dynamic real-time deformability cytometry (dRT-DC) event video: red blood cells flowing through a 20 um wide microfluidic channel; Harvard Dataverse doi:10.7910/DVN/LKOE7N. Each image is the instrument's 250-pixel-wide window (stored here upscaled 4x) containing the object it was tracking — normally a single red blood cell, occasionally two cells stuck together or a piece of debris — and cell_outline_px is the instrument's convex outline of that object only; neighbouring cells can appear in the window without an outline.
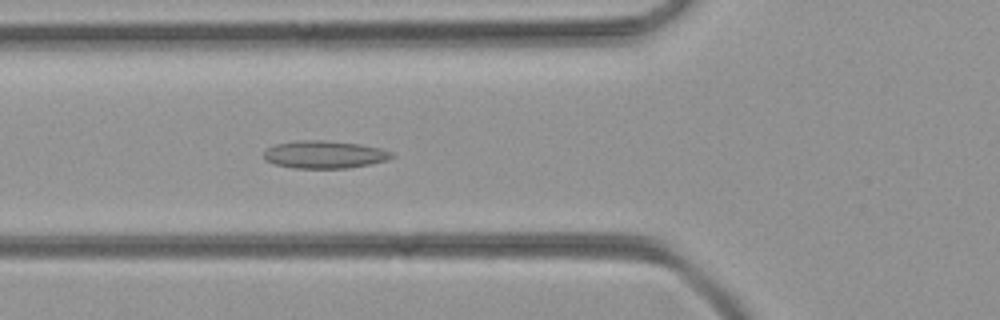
{"species": "common noctule bat (a hibernating species)", "species_latin": "Nyctalus noctula", "temperature_condition": "room temperature", "stored_images_in_passage": 49, "camera_frame_rate_fps": 3000, "um_per_image_px": 0.085, "animal": {"sex": "female", "body_mass_g": 21.9}, "frame": {"image": 1, "passage_image": 17, "time_ms": 5.333, "image_size_px": [1000, 320], "cell_outline_px": [[396, 156], [388, 160], [348, 168], [292, 168], [276, 164], [264, 160], [264, 152], [268, 148], [276, 144], [296, 140], [324, 140], [360, 144], [380, 148], [392, 152]], "centroid_in_image_um": [27.59, 13.13], "position_along_channel_um": 98.2, "area_um2": 20.63}}
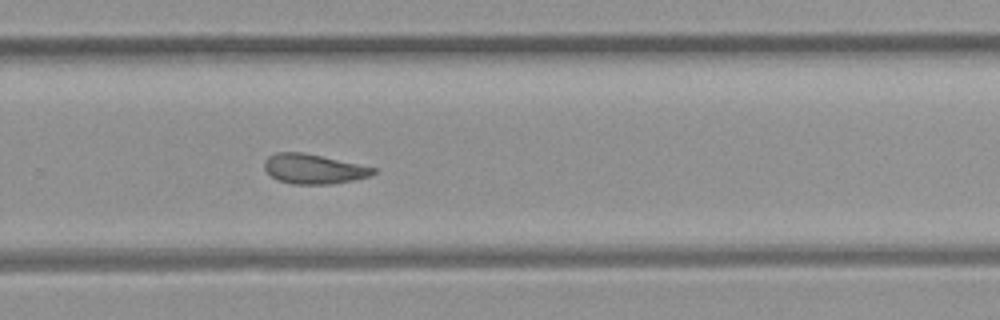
{"frame": {"image": 2, "passage_image": 32, "time_ms": 10.333, "image_size_px": [1000, 320], "cell_outline_px": [[376, 172], [368, 176], [352, 180], [332, 184], [292, 184], [276, 180], [264, 168], [264, 160], [268, 156], [276, 152], [304, 152], [376, 168]], "centroid_in_image_um": [26.61, 14.35], "position_along_channel_um": 303.2, "area_um2": 18.79}}
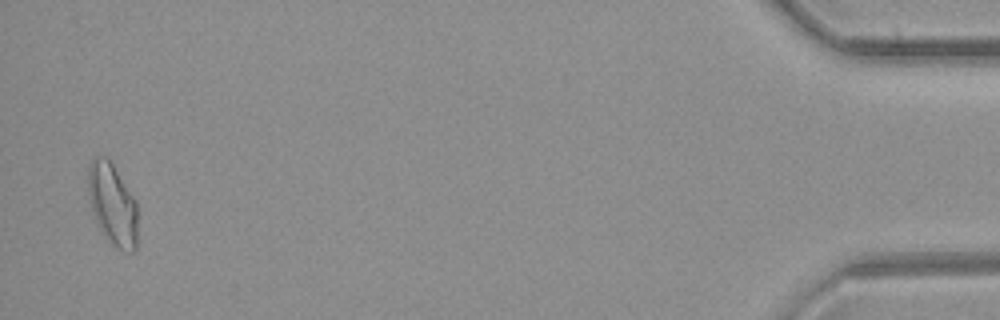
{"frame": {"image": 3, "passage_image": 48, "time_ms": 15.667, "image_size_px": [1000, 320], "cell_outline_px": [[136, 248], [132, 252], [120, 248], [112, 244], [104, 236], [100, 228], [92, 208], [88, 188], [88, 164], [92, 156], [104, 156], [112, 164], [136, 200]], "centroid_in_image_um": [9.55, 17.32], "position_along_channel_um": 425.7, "area_um2": 23.06}}